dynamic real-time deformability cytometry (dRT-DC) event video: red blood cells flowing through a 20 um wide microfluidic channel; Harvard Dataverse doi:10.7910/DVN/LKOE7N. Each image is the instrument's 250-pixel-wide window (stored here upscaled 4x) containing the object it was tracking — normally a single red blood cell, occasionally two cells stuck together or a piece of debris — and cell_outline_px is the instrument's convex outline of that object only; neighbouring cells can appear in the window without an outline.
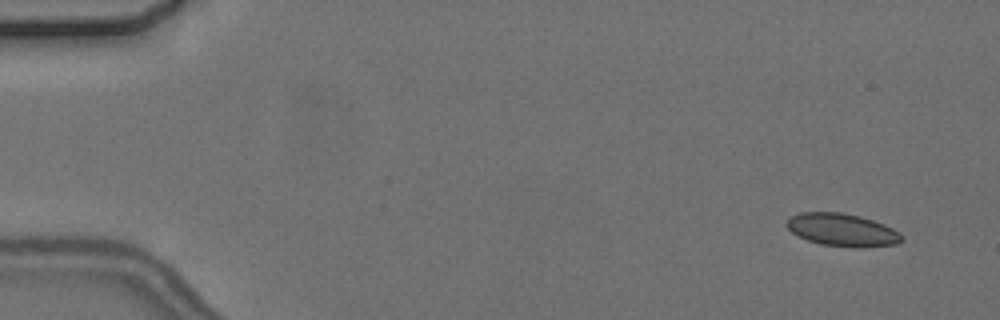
{"species": "common noctule bat (a hibernating species)", "species_latin": "Nyctalus noctula", "temperature_condition": "cold", "stored_images_in_passage": 5, "camera_frame_rate_fps": 3000, "um_per_image_px": 0.085, "animal": {"sex": "female", "body_mass_g": 24.6, "forearm_length_mm": 56.2}, "frame": {"image": 1, "passage_image": 1, "time_ms": 0.0, "image_size_px": [1000, 320], "cell_outline_px": [[904, 240], [896, 244], [864, 248], [852, 248], [820, 244], [808, 240], [792, 232], [784, 224], [792, 216], [800, 212], [840, 212], [860, 216], [884, 224], [900, 232], [904, 236]], "centroid_in_image_um": [71.63, 19.55], "position_along_channel_um": 13.4, "area_um2": 22.14}}
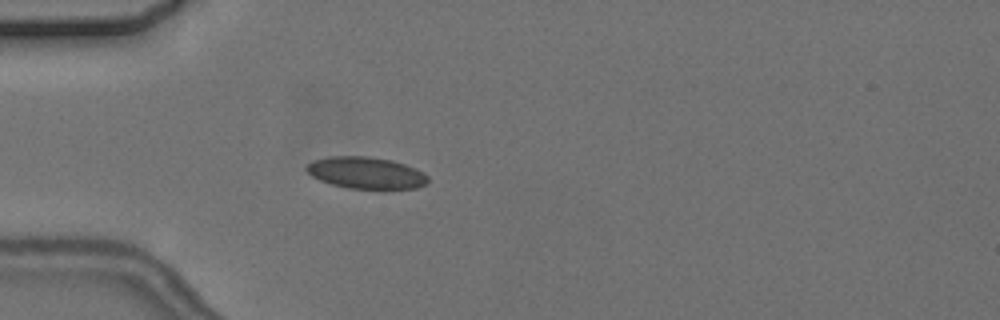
{"frame": {"image": 2, "passage_image": 5, "time_ms": 4.333, "image_size_px": [1000, 320], "cell_outline_px": [[428, 184], [416, 188], [348, 188], [332, 184], [320, 180], [312, 176], [304, 168], [312, 160], [328, 156], [368, 156], [392, 160], [404, 164], [428, 176]], "centroid_in_image_um": [31.07, 14.68], "position_along_channel_um": 53.9, "area_um2": 22.25}}